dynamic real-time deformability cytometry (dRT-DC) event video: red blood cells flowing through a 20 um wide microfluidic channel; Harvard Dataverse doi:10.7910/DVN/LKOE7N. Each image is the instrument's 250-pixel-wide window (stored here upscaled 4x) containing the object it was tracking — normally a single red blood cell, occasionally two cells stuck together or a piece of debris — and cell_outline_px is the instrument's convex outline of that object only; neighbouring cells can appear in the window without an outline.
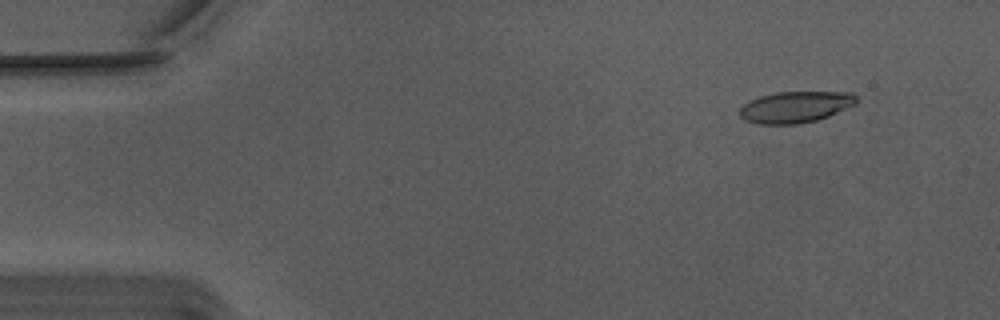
{"species": "Egyptian fruit bat (a non-hibernating species)", "species_latin": "Rousettus aegyptiacus", "temperature_condition": "warm", "stored_images_in_passage": 51, "camera_frame_rate_fps": 3000, "um_per_image_px": 0.085, "animal": {"sex": "male"}, "frame": {"image": 1, "passage_image": 6, "time_ms": 1.667, "image_size_px": [1000, 320], "cell_outline_px": [[856, 104], [828, 116], [816, 120], [796, 124], [760, 124], [744, 120], [740, 116], [740, 108], [744, 104], [760, 96], [776, 92], [852, 92], [856, 96]], "centroid_in_image_um": [67.61, 9.09], "position_along_channel_um": 17.4, "area_um2": 21.15}}
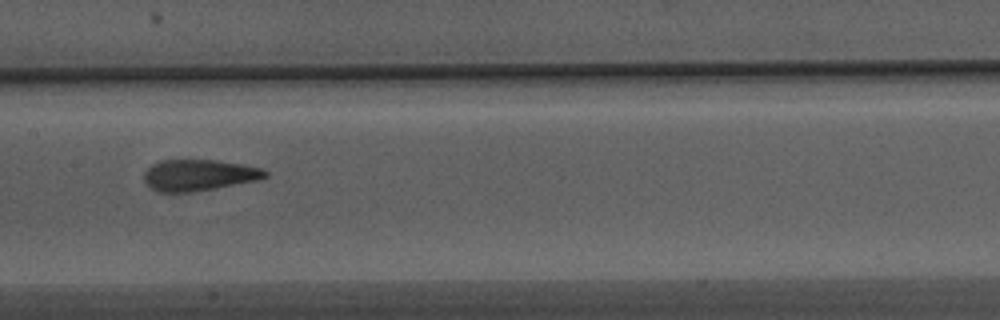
{"frame": {"image": 2, "passage_image": 28, "time_ms": 9.0, "image_size_px": [1000, 320], "cell_outline_px": [[268, 176], [256, 180], [192, 192], [156, 192], [144, 180], [144, 172], [152, 164], [160, 160], [212, 160], [240, 164], [260, 168], [268, 172]], "centroid_in_image_um": [16.86, 14.88], "position_along_channel_um": 190.5, "area_um2": 21.73}}
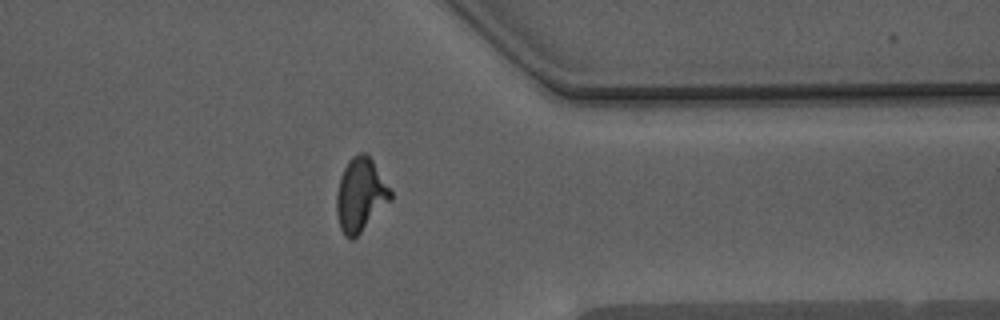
{"frame": {"image": 3, "passage_image": 44, "time_ms": 14.333, "image_size_px": [1000, 320], "cell_outline_px": [[392, 200], [352, 240], [344, 236], [340, 228], [336, 212], [336, 192], [340, 176], [348, 160], [352, 156], [360, 152], [364, 152], [372, 160], [392, 192]], "centroid_in_image_um": [30.62, 16.56], "position_along_channel_um": 380.8, "area_um2": 23.06}, "authors_computed_cell_mechanics": {"area_um2": 22.0796, "velocity_mm_per_s": 3.7643, "shape_relaxation_time_tau1_ms": 5.9598, "shape_relaxation_time_tau2_ms": 1.3923, "deformation_change_tau1": 0.2203, "deformation_change_tau2": 0.1043}}